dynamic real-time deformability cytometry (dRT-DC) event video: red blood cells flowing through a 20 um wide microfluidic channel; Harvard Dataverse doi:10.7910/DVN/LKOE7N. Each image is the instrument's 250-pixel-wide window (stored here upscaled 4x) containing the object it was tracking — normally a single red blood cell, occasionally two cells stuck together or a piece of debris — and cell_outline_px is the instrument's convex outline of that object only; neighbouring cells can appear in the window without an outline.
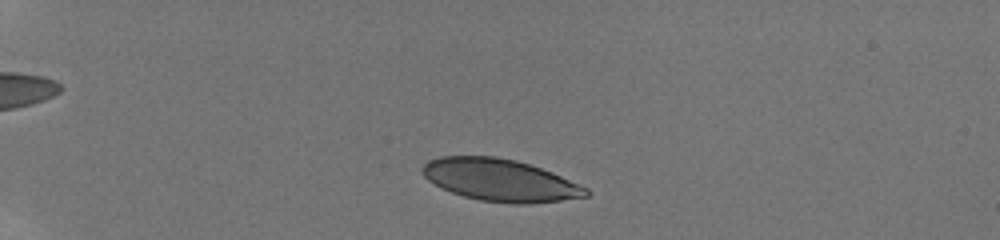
{"species": "human", "species_latin": "Homo sapiens", "temperature_condition": "room temperature", "stored_images_in_passage": 15, "camera_frame_rate_fps": 3000, "um_per_image_px": 0.085, "donor": {"sex": "male"}, "frame": {"image": 1, "passage_image": 1, "time_ms": 0.0, "image_size_px": [1000, 240], "cell_outline_px": [[592, 192], [588, 196], [560, 200], [528, 204], [512, 204], [480, 200], [464, 196], [452, 192], [428, 180], [420, 172], [420, 168], [428, 160], [440, 156], [496, 156], [516, 160], [552, 172], [588, 188]], "centroid_in_image_um": [42.5, 15.3], "position_along_channel_um": 42.5, "area_um2": 40.17}}
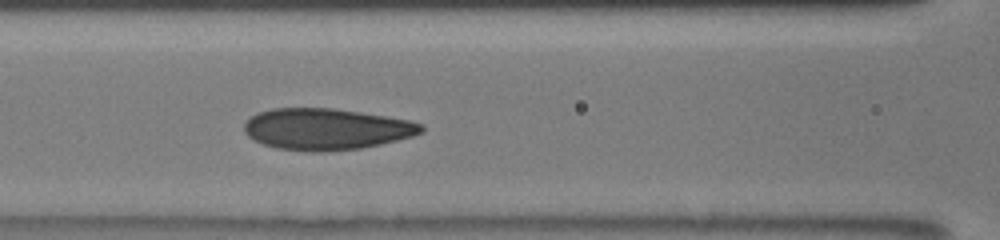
{"frame": {"image": 2, "passage_image": 9, "time_ms": 4.333, "image_size_px": [1000, 240], "cell_outline_px": [[424, 132], [412, 136], [380, 144], [360, 148], [324, 152], [312, 152], [276, 148], [264, 144], [248, 136], [244, 132], [244, 124], [256, 112], [272, 108], [332, 108], [360, 112], [408, 120], [424, 124]], "centroid_in_image_um": [27.72, 10.97], "position_along_channel_um": 138.9, "area_um2": 42.66}}
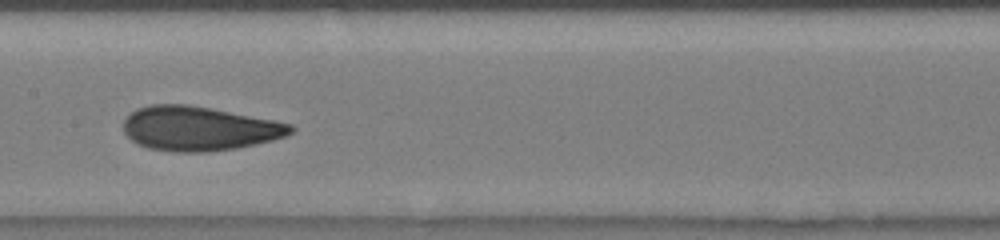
{"frame": {"image": 3, "passage_image": 13, "time_ms": 5.667, "image_size_px": [1000, 240], "cell_outline_px": [[296, 128], [288, 136], [256, 144], [236, 148], [208, 152], [176, 152], [148, 148], [136, 144], [124, 132], [124, 120], [136, 108], [152, 104], [188, 104], [212, 108], [292, 124]], "centroid_in_image_um": [16.92, 10.93], "position_along_channel_um": 190.5, "area_um2": 43.29}}